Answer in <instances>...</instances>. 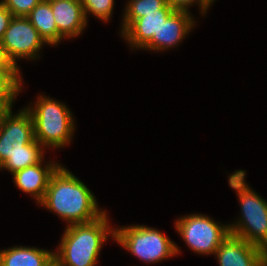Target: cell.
<instances>
[{"label":"cell","mask_w":267,"mask_h":266,"mask_svg":"<svg viewBox=\"0 0 267 266\" xmlns=\"http://www.w3.org/2000/svg\"><path fill=\"white\" fill-rule=\"evenodd\" d=\"M245 176V170H236L228 177V184L236 191L242 213L236 223L228 224L230 234L267 251V201L251 189Z\"/></svg>","instance_id":"obj_3"},{"label":"cell","mask_w":267,"mask_h":266,"mask_svg":"<svg viewBox=\"0 0 267 266\" xmlns=\"http://www.w3.org/2000/svg\"><path fill=\"white\" fill-rule=\"evenodd\" d=\"M18 67L10 59L7 51L0 43V74H21Z\"/></svg>","instance_id":"obj_22"},{"label":"cell","mask_w":267,"mask_h":266,"mask_svg":"<svg viewBox=\"0 0 267 266\" xmlns=\"http://www.w3.org/2000/svg\"><path fill=\"white\" fill-rule=\"evenodd\" d=\"M125 6L122 18V33L134 20L145 16V13L156 12L159 9H174L166 0H129Z\"/></svg>","instance_id":"obj_16"},{"label":"cell","mask_w":267,"mask_h":266,"mask_svg":"<svg viewBox=\"0 0 267 266\" xmlns=\"http://www.w3.org/2000/svg\"><path fill=\"white\" fill-rule=\"evenodd\" d=\"M175 228L189 249L200 255H215L230 234L228 224L217 223L207 215L198 213L179 217Z\"/></svg>","instance_id":"obj_6"},{"label":"cell","mask_w":267,"mask_h":266,"mask_svg":"<svg viewBox=\"0 0 267 266\" xmlns=\"http://www.w3.org/2000/svg\"><path fill=\"white\" fill-rule=\"evenodd\" d=\"M16 96H0V119L13 107Z\"/></svg>","instance_id":"obj_24"},{"label":"cell","mask_w":267,"mask_h":266,"mask_svg":"<svg viewBox=\"0 0 267 266\" xmlns=\"http://www.w3.org/2000/svg\"><path fill=\"white\" fill-rule=\"evenodd\" d=\"M13 17L12 13L0 2V43Z\"/></svg>","instance_id":"obj_23"},{"label":"cell","mask_w":267,"mask_h":266,"mask_svg":"<svg viewBox=\"0 0 267 266\" xmlns=\"http://www.w3.org/2000/svg\"><path fill=\"white\" fill-rule=\"evenodd\" d=\"M114 240L144 263H158L181 253L167 235L146 225L114 227Z\"/></svg>","instance_id":"obj_5"},{"label":"cell","mask_w":267,"mask_h":266,"mask_svg":"<svg viewBox=\"0 0 267 266\" xmlns=\"http://www.w3.org/2000/svg\"><path fill=\"white\" fill-rule=\"evenodd\" d=\"M1 44L10 59L18 66L17 59L35 60L38 58L40 49L47 43L27 17H13Z\"/></svg>","instance_id":"obj_8"},{"label":"cell","mask_w":267,"mask_h":266,"mask_svg":"<svg viewBox=\"0 0 267 266\" xmlns=\"http://www.w3.org/2000/svg\"><path fill=\"white\" fill-rule=\"evenodd\" d=\"M175 9H159L145 13V16L134 20L122 33L131 49H142L152 38H158V31Z\"/></svg>","instance_id":"obj_13"},{"label":"cell","mask_w":267,"mask_h":266,"mask_svg":"<svg viewBox=\"0 0 267 266\" xmlns=\"http://www.w3.org/2000/svg\"><path fill=\"white\" fill-rule=\"evenodd\" d=\"M44 158V152L18 153L9 156L0 166V169L3 170L5 168L13 174L18 170L40 163Z\"/></svg>","instance_id":"obj_17"},{"label":"cell","mask_w":267,"mask_h":266,"mask_svg":"<svg viewBox=\"0 0 267 266\" xmlns=\"http://www.w3.org/2000/svg\"><path fill=\"white\" fill-rule=\"evenodd\" d=\"M167 4L179 11H187L189 12L192 4H196L199 6L201 13L205 16L207 10L211 6V3L208 0H166ZM189 8V9H188Z\"/></svg>","instance_id":"obj_21"},{"label":"cell","mask_w":267,"mask_h":266,"mask_svg":"<svg viewBox=\"0 0 267 266\" xmlns=\"http://www.w3.org/2000/svg\"><path fill=\"white\" fill-rule=\"evenodd\" d=\"M35 139L32 116L26 108L13 114L12 108L4 115L0 133V166L14 154L44 152Z\"/></svg>","instance_id":"obj_7"},{"label":"cell","mask_w":267,"mask_h":266,"mask_svg":"<svg viewBox=\"0 0 267 266\" xmlns=\"http://www.w3.org/2000/svg\"><path fill=\"white\" fill-rule=\"evenodd\" d=\"M30 23L38 30L47 45L57 46L65 39L57 30L50 2L41 0L27 16Z\"/></svg>","instance_id":"obj_15"},{"label":"cell","mask_w":267,"mask_h":266,"mask_svg":"<svg viewBox=\"0 0 267 266\" xmlns=\"http://www.w3.org/2000/svg\"><path fill=\"white\" fill-rule=\"evenodd\" d=\"M2 125H3V119H0V133H1Z\"/></svg>","instance_id":"obj_26"},{"label":"cell","mask_w":267,"mask_h":266,"mask_svg":"<svg viewBox=\"0 0 267 266\" xmlns=\"http://www.w3.org/2000/svg\"><path fill=\"white\" fill-rule=\"evenodd\" d=\"M41 0H1L14 17H27Z\"/></svg>","instance_id":"obj_20"},{"label":"cell","mask_w":267,"mask_h":266,"mask_svg":"<svg viewBox=\"0 0 267 266\" xmlns=\"http://www.w3.org/2000/svg\"><path fill=\"white\" fill-rule=\"evenodd\" d=\"M262 266H267V257L265 258V260H264Z\"/></svg>","instance_id":"obj_27"},{"label":"cell","mask_w":267,"mask_h":266,"mask_svg":"<svg viewBox=\"0 0 267 266\" xmlns=\"http://www.w3.org/2000/svg\"><path fill=\"white\" fill-rule=\"evenodd\" d=\"M83 6L85 18L87 20L89 13L101 21L107 22L113 15L114 0H80Z\"/></svg>","instance_id":"obj_18"},{"label":"cell","mask_w":267,"mask_h":266,"mask_svg":"<svg viewBox=\"0 0 267 266\" xmlns=\"http://www.w3.org/2000/svg\"><path fill=\"white\" fill-rule=\"evenodd\" d=\"M187 11L175 10L158 31V38H152L142 49L150 51H165L179 46L185 36L192 32L196 21Z\"/></svg>","instance_id":"obj_10"},{"label":"cell","mask_w":267,"mask_h":266,"mask_svg":"<svg viewBox=\"0 0 267 266\" xmlns=\"http://www.w3.org/2000/svg\"><path fill=\"white\" fill-rule=\"evenodd\" d=\"M211 4H213V2L215 1V0H208Z\"/></svg>","instance_id":"obj_28"},{"label":"cell","mask_w":267,"mask_h":266,"mask_svg":"<svg viewBox=\"0 0 267 266\" xmlns=\"http://www.w3.org/2000/svg\"><path fill=\"white\" fill-rule=\"evenodd\" d=\"M109 236L114 239L115 228L110 226L106 212L90 223L66 226L54 260L58 266H97Z\"/></svg>","instance_id":"obj_2"},{"label":"cell","mask_w":267,"mask_h":266,"mask_svg":"<svg viewBox=\"0 0 267 266\" xmlns=\"http://www.w3.org/2000/svg\"><path fill=\"white\" fill-rule=\"evenodd\" d=\"M48 266H56V261L53 260Z\"/></svg>","instance_id":"obj_25"},{"label":"cell","mask_w":267,"mask_h":266,"mask_svg":"<svg viewBox=\"0 0 267 266\" xmlns=\"http://www.w3.org/2000/svg\"><path fill=\"white\" fill-rule=\"evenodd\" d=\"M32 106H26L32 116L35 139L44 147L56 149L70 144L75 131L71 110L58 100L38 95Z\"/></svg>","instance_id":"obj_4"},{"label":"cell","mask_w":267,"mask_h":266,"mask_svg":"<svg viewBox=\"0 0 267 266\" xmlns=\"http://www.w3.org/2000/svg\"><path fill=\"white\" fill-rule=\"evenodd\" d=\"M39 204L56 213L68 223L67 226L90 223L106 212L99 208L91 190L61 165L52 174L45 196Z\"/></svg>","instance_id":"obj_1"},{"label":"cell","mask_w":267,"mask_h":266,"mask_svg":"<svg viewBox=\"0 0 267 266\" xmlns=\"http://www.w3.org/2000/svg\"><path fill=\"white\" fill-rule=\"evenodd\" d=\"M44 160L36 165L26 167L14 172L13 182L22 192L30 194L39 204L46 193L52 174L60 166L58 162ZM58 163V164H57Z\"/></svg>","instance_id":"obj_11"},{"label":"cell","mask_w":267,"mask_h":266,"mask_svg":"<svg viewBox=\"0 0 267 266\" xmlns=\"http://www.w3.org/2000/svg\"><path fill=\"white\" fill-rule=\"evenodd\" d=\"M21 74H0V96H17L23 88Z\"/></svg>","instance_id":"obj_19"},{"label":"cell","mask_w":267,"mask_h":266,"mask_svg":"<svg viewBox=\"0 0 267 266\" xmlns=\"http://www.w3.org/2000/svg\"><path fill=\"white\" fill-rule=\"evenodd\" d=\"M54 260V251L38 247L13 246L0 250V266H48Z\"/></svg>","instance_id":"obj_14"},{"label":"cell","mask_w":267,"mask_h":266,"mask_svg":"<svg viewBox=\"0 0 267 266\" xmlns=\"http://www.w3.org/2000/svg\"><path fill=\"white\" fill-rule=\"evenodd\" d=\"M219 266H262L267 251L229 234L215 252Z\"/></svg>","instance_id":"obj_9"},{"label":"cell","mask_w":267,"mask_h":266,"mask_svg":"<svg viewBox=\"0 0 267 266\" xmlns=\"http://www.w3.org/2000/svg\"><path fill=\"white\" fill-rule=\"evenodd\" d=\"M58 32L66 38H75L87 26L83 6L80 0H48Z\"/></svg>","instance_id":"obj_12"}]
</instances>
